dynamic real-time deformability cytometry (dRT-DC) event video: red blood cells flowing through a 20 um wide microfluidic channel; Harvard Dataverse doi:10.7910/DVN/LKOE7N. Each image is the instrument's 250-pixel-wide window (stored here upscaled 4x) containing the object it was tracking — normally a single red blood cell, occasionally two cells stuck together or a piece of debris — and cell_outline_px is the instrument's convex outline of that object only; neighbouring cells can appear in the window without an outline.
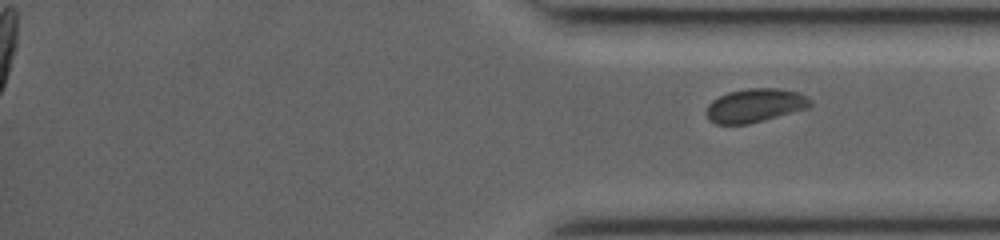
{"species": "common noctule bat (a hibernating species)", "species_latin": "Nyctalus noctula", "temperature_condition": "room temperature", "stored_images_in_passage": 30, "segment_of_instrument_passage": [2, 2], "camera_frame_rate_fps": 3000, "um_per_image_px": 0.085, "animal": {"sex": "female", "body_mass_g": 19.0, "forearm_length_mm": 53.3}, "frame": {"image": 1, "passage_image": 30, "time_ms": 10.333, "image_size_px": [1000, 240], "cell_outline_px": [[812, 104], [808, 108], [764, 120], [748, 124], [716, 124], [708, 120], [708, 104], [712, 100], [728, 92], [748, 88], [776, 88], [800, 92], [808, 96], [812, 100]], "centroid_in_image_um": [64.22, 8.95], "position_along_channel_um": 371.0, "area_um2": 20.4}}